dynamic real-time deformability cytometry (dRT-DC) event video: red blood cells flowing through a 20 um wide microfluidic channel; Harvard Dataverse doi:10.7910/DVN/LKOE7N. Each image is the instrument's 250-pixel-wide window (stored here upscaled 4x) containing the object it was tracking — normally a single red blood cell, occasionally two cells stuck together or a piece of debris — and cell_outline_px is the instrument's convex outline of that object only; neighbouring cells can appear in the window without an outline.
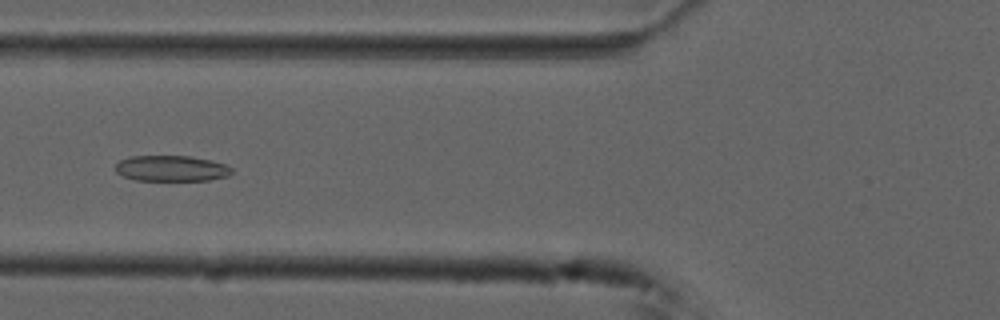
{"species": "common noctule bat (a hibernating species)", "species_latin": "Nyctalus noctula", "temperature_condition": "cold", "stored_images_in_passage": 55, "camera_frame_rate_fps": 3000, "um_per_image_px": 0.085, "animal": {"sex": "male", "forearm_length_mm": 52.5}, "frame": {"image": 1, "passage_image": 21, "time_ms": 6.667, "image_size_px": [1000, 320], "cell_outline_px": [[232, 172], [228, 176], [208, 180], [136, 180], [124, 176], [116, 172], [116, 164], [120, 160], [132, 156], [192, 156], [212, 160], [228, 164], [232, 168]], "centroid_in_image_um": [14.62, 14.3], "position_along_channel_um": 111.2, "area_um2": 17.51}}
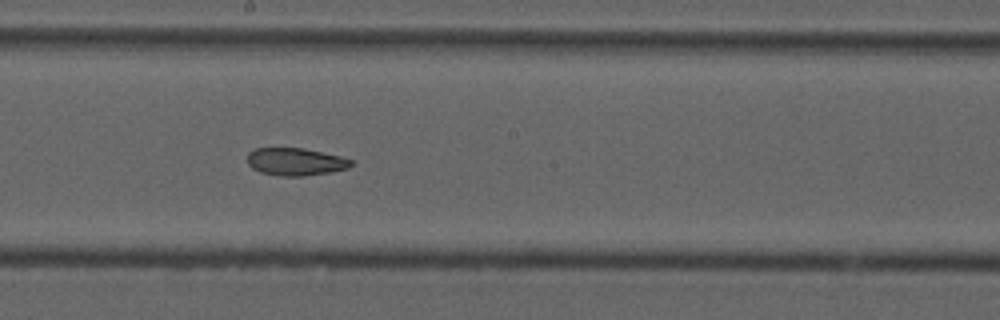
{"frame": {"image": 2, "passage_image": 30, "time_ms": 9.667, "image_size_px": [1000, 320], "cell_outline_px": [[352, 164], [348, 168], [332, 172], [304, 176], [280, 176], [260, 172], [252, 168], [248, 164], [248, 152], [256, 148], [304, 148], [340, 156], [352, 160]], "centroid_in_image_um": [25.11, 13.75], "position_along_channel_um": 223.1, "area_um2": 16.7}}
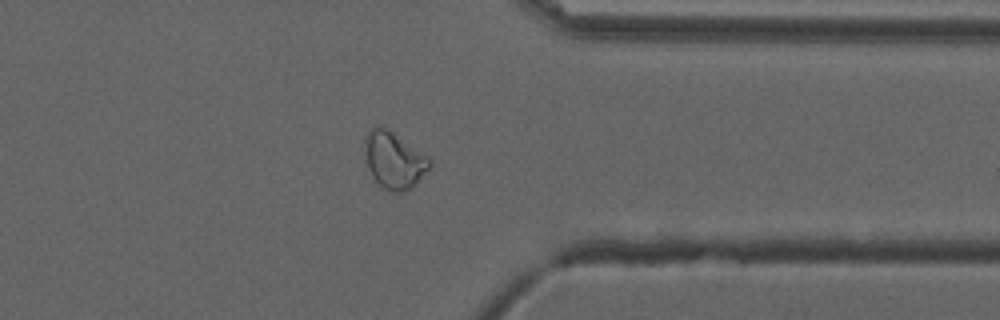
{"frame": {"image": 3, "passage_image": 43, "time_ms": 14.0, "image_size_px": [1000, 320], "cell_outline_px": [[432, 164], [404, 192], [392, 192], [384, 188], [372, 176], [368, 168], [364, 152], [364, 136], [368, 128], [380, 124], [388, 128], [428, 156], [432, 160]], "centroid_in_image_um": [33.43, 13.53], "position_along_channel_um": 378.0, "area_um2": 21.39}, "authors_computed_cell_mechanics": {"area_um2": 20.7502, "velocity_mm_per_s": 3.7294, "shape_relaxation_time_tau1_ms": null, "shape_relaxation_time_tau2_ms": 2.9984, "deformation_change_tau1": null, "deformation_change_tau2": 0.0834}}